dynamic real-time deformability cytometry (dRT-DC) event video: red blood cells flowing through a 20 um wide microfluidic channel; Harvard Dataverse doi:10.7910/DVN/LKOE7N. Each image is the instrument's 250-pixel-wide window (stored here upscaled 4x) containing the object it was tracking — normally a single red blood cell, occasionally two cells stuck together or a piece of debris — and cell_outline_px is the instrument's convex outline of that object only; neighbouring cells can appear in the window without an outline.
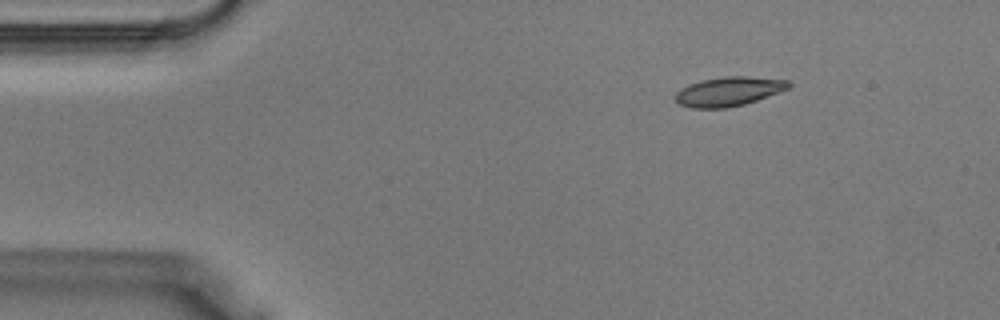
{"species": "Egyptian fruit bat (a non-hibernating species)", "species_latin": "Rousettus aegyptiacus", "temperature_condition": "warm", "stored_images_in_passage": 39, "camera_frame_rate_fps": 3000, "um_per_image_px": 0.085, "animal": {"sex": "male"}, "frame": {"image": 1, "passage_image": 6, "time_ms": 1.667, "image_size_px": [1000, 320], "cell_outline_px": [[792, 84], [788, 88], [756, 100], [744, 104], [724, 108], [692, 108], [680, 104], [676, 100], [676, 92], [680, 88], [688, 84], [700, 80], [724, 76], [748, 76], [788, 80]], "centroid_in_image_um": [61.91, 7.76], "position_along_channel_um": 23.1, "area_um2": 19.19}}
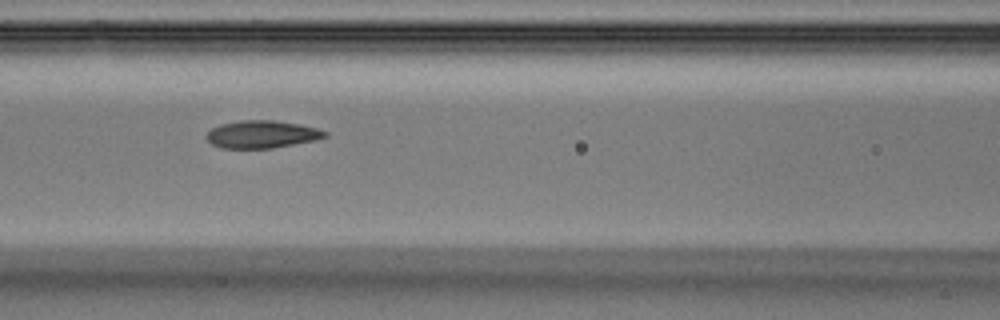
{"frame": {"image": 2, "passage_image": 17, "time_ms": 5.333, "image_size_px": [1000, 320], "cell_outline_px": [[328, 136], [316, 140], [272, 148], [220, 148], [212, 144], [204, 136], [212, 128], [220, 124], [240, 120], [272, 120], [300, 124], [316, 128], [328, 132]], "centroid_in_image_um": [22.25, 11.41], "position_along_channel_um": 144.3, "area_um2": 19.07}}
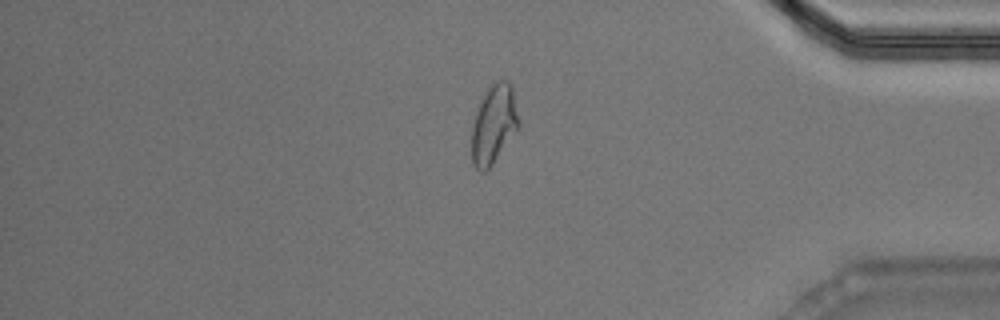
{"frame": {"image": 3, "passage_image": 33, "time_ms": 10.667, "image_size_px": [1000, 320], "cell_outline_px": [[520, 128], [492, 164], [484, 172], [480, 172], [472, 164], [472, 124], [480, 100], [492, 80], [508, 80], [512, 84], [520, 120]], "centroid_in_image_um": [42.0, 10.52], "position_along_channel_um": 393.2, "area_um2": 22.14}}